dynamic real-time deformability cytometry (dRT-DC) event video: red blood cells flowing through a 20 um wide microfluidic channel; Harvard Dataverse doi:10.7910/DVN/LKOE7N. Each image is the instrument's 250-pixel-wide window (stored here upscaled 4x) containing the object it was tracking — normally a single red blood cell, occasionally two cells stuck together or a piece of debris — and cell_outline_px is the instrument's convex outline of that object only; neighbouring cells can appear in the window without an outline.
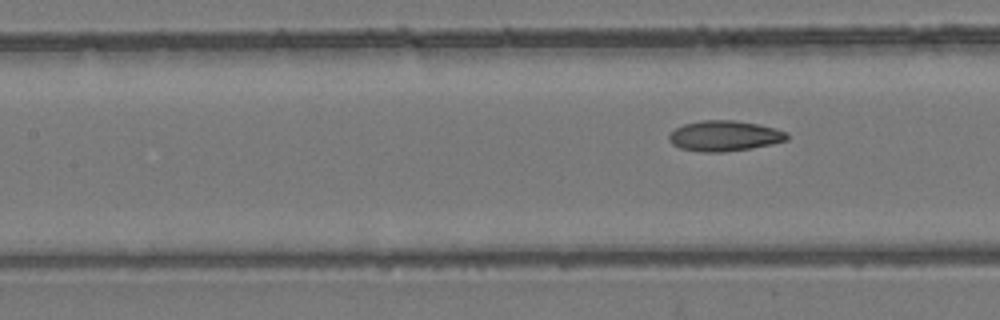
{"species": "common noctule bat (a hibernating species)", "species_latin": "Nyctalus noctula", "temperature_condition": "room temperature", "stored_images_in_passage": 6, "segment_of_instrument_passage": [2, 2], "camera_frame_rate_fps": 3000, "um_per_image_px": 0.085, "animal": {"sex": "female", "body_mass_g": 24.6, "forearm_length_mm": 56.2}, "frame": {"image": 1, "passage_image": 6, "time_ms": 7.0, "image_size_px": [1000, 320], "cell_outline_px": [[788, 140], [772, 144], [752, 148], [724, 152], [704, 152], [680, 148], [672, 144], [668, 140], [668, 136], [676, 128], [684, 124], [704, 120], [736, 120], [760, 124], [776, 128], [788, 132]], "centroid_in_image_um": [61.62, 11.55], "position_along_channel_um": 145.8, "area_um2": 21.1}}